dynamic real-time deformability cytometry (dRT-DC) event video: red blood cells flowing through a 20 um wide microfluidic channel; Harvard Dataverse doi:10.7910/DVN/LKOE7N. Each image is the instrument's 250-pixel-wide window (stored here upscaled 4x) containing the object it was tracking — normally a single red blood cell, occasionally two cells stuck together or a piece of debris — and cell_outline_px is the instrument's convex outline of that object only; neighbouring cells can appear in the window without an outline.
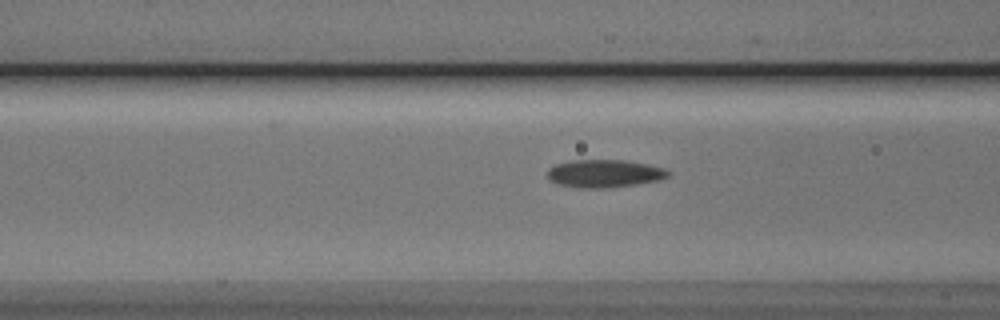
{"species": "Egyptian fruit bat (a non-hibernating species)", "species_latin": "Rousettus aegyptiacus", "temperature_condition": "cold", "stored_images_in_passage": 36, "camera_frame_rate_fps": 3000, "um_per_image_px": 0.085, "animal": {"sex": "male"}, "frame": {"image": 1, "passage_image": 10, "time_ms": 3.0, "image_size_px": [1000, 320], "cell_outline_px": [[668, 176], [656, 180], [636, 184], [604, 188], [584, 188], [560, 184], [548, 180], [548, 168], [556, 164], [572, 160], [624, 160], [664, 168], [668, 172]], "centroid_in_image_um": [51.31, 14.74], "position_along_channel_um": 115.3, "area_um2": 19.19}}
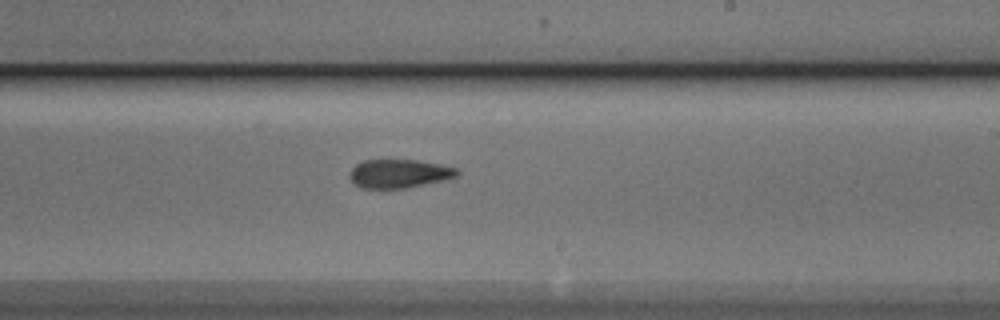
{"frame": {"image": 2, "passage_image": 21, "time_ms": 6.667, "image_size_px": [1000, 320], "cell_outline_px": [[460, 172], [456, 176], [444, 180], [408, 188], [360, 188], [348, 176], [348, 172], [356, 164], [364, 160], [416, 160], [456, 168]], "centroid_in_image_um": [33.89, 14.76], "position_along_channel_um": 255.1, "area_um2": 17.8}}
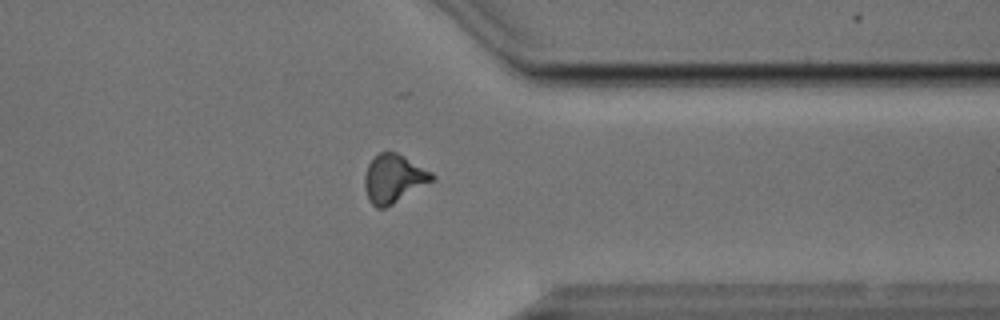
{"frame": {"image": 3, "passage_image": 31, "time_ms": 10.0, "image_size_px": [1000, 320], "cell_outline_px": [[436, 180], [392, 204], [384, 208], [376, 208], [368, 200], [364, 188], [364, 176], [368, 164], [380, 152], [396, 152], [404, 156], [432, 172], [436, 176]], "centroid_in_image_um": [33.47, 15.19], "position_along_channel_um": 377.9, "area_um2": 19.07}, "authors_computed_cell_mechanics": {"area_um2": 18.4093, "velocity_mm_per_s": 3.8194, "shape_relaxation_time_tau1_ms": 7.2515, "shape_relaxation_time_tau2_ms": 3.6212, "deformation_change_tau1": 0.1617, "deformation_change_tau2": 0.1269}}